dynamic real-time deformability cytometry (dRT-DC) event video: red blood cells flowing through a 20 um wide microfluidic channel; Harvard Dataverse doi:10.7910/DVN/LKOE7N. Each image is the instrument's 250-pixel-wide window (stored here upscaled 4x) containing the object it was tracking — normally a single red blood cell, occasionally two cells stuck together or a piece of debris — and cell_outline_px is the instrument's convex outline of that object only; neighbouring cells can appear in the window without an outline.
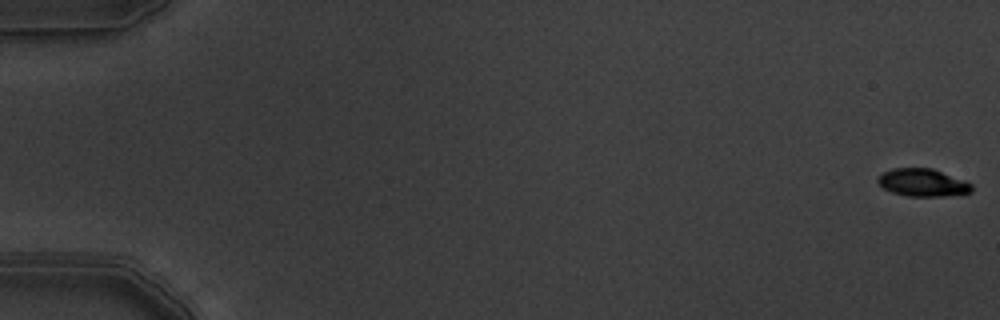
{"species": "common noctule bat (a hibernating species)", "species_latin": "Nyctalus noctula", "temperature_condition": "warm", "stored_images_in_passage": 5, "camera_frame_rate_fps": 3000, "um_per_image_px": 0.085, "animal": {"sex": "male", "body_mass_g": 19.5, "forearm_length_mm": 54.6}, "frame": {"image": 1, "passage_image": 1, "time_ms": 0.0, "image_size_px": [1000, 320], "cell_outline_px": [[972, 192], [944, 196], [908, 196], [892, 192], [884, 188], [876, 180], [884, 172], [892, 168], [932, 168], [964, 180], [972, 184]], "centroid_in_image_um": [78.44, 15.52], "position_along_channel_um": 6.6, "area_um2": 14.97}}
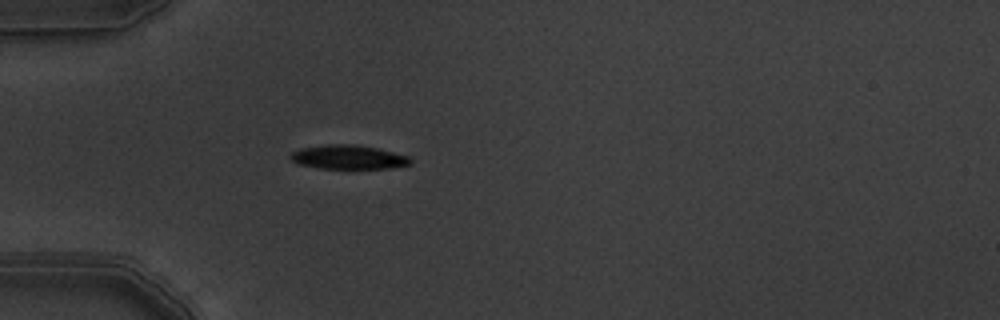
{"frame": {"image": 2, "passage_image": 5, "time_ms": 1.333, "image_size_px": [1000, 320], "cell_outline_px": [[412, 164], [392, 168], [320, 168], [296, 164], [288, 156], [292, 152], [300, 148], [324, 144], [356, 144], [376, 148], [408, 156], [412, 160]], "centroid_in_image_um": [29.58, 13.35], "position_along_channel_um": 55.4, "area_um2": 16.88}}